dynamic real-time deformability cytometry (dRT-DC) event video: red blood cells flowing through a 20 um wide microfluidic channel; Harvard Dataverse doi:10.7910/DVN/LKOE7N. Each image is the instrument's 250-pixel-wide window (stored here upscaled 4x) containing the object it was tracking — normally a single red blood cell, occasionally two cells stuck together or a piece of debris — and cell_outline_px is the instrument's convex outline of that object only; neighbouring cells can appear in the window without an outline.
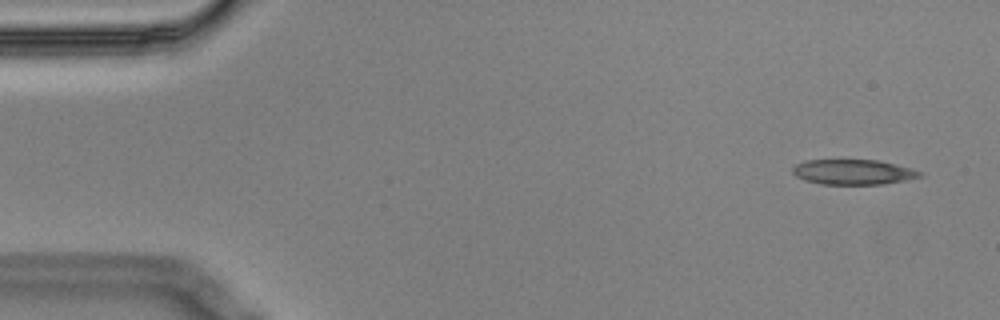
{"species": "Egyptian fruit bat (a non-hibernating species)", "species_latin": "Rousettus aegyptiacus", "temperature_condition": "cold", "stored_images_in_passage": 6, "camera_frame_rate_fps": 3000, "um_per_image_px": 0.085, "animal": {"sex": "male"}, "frame": {"image": 1, "passage_image": 1, "time_ms": 0.0, "image_size_px": [1000, 320], "cell_outline_px": [[924, 176], [884, 184], [820, 184], [804, 180], [796, 176], [792, 172], [792, 168], [796, 164], [804, 160], [876, 160], [908, 168], [920, 172]], "centroid_in_image_um": [72.45, 14.62], "position_along_channel_um": 12.6, "area_um2": 18.38}}
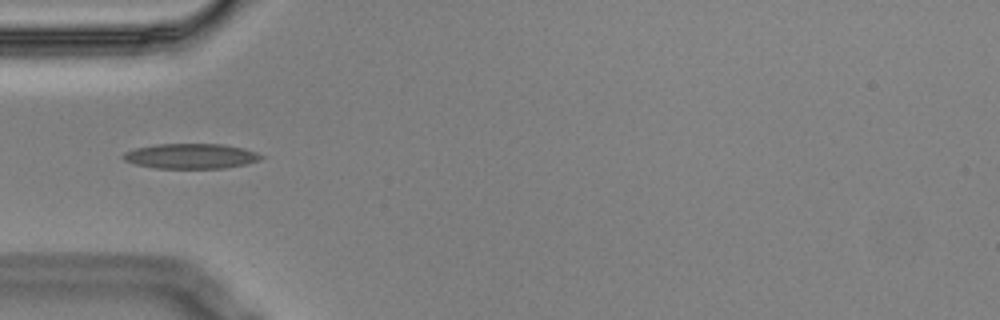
{"frame": {"image": 2, "passage_image": 5, "time_ms": 1.333, "image_size_px": [1000, 320], "cell_outline_px": [[264, 156], [256, 160], [244, 164], [224, 168], [152, 168], [136, 164], [124, 160], [120, 156], [124, 152], [136, 148], [156, 144], [224, 144], [244, 148], [256, 152]], "centroid_in_image_um": [16.17, 13.26], "position_along_channel_um": 68.8, "area_um2": 20.06}}
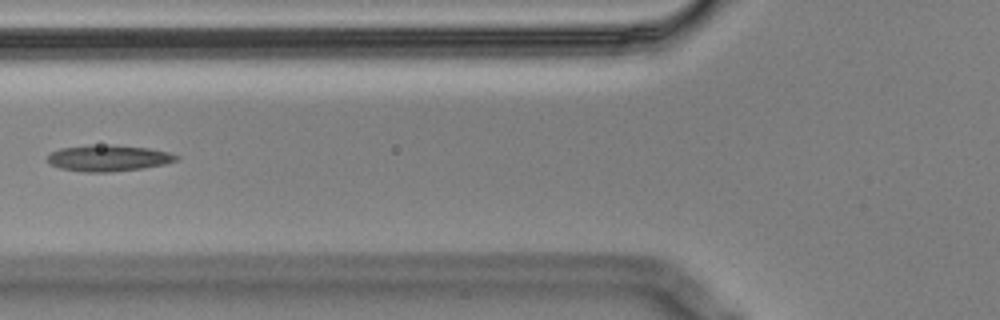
{"frame": {"image": 3, "passage_image": 6, "time_ms": 1.667, "image_size_px": [1000, 320], "cell_outline_px": [[180, 156], [176, 160], [164, 164], [140, 168], [112, 172], [84, 172], [60, 168], [52, 164], [48, 160], [48, 156], [52, 152], [60, 148], [88, 144], [148, 148], [168, 152]], "centroid_in_image_um": [9.19, 13.44], "position_along_channel_um": 116.6, "area_um2": 19.36}}